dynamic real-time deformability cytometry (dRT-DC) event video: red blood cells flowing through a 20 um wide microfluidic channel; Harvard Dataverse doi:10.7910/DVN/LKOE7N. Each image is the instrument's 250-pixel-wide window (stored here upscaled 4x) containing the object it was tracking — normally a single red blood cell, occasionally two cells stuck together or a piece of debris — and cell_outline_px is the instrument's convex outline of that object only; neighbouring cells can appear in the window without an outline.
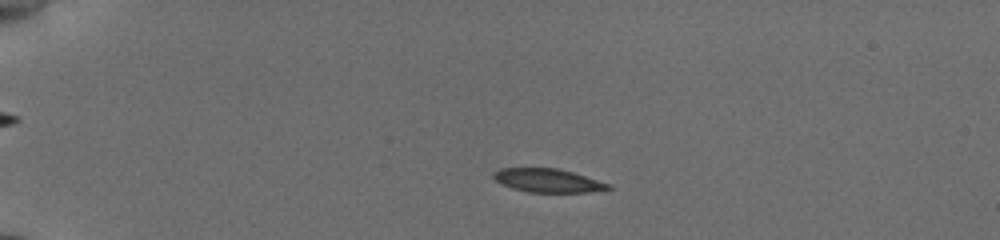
{"species": "common noctule bat (a hibernating species)", "species_latin": "Nyctalus noctula", "temperature_condition": "cold", "stored_images_in_passage": 53, "camera_frame_rate_fps": 3000, "um_per_image_px": 0.085, "animal": {"sex": "female", "body_mass_g": 19.5, "forearm_length_mm": 54.1}, "frame": {"image": 1, "passage_image": 11, "time_ms": 3.333, "image_size_px": [1000, 240], "cell_outline_px": [[612, 188], [588, 192], [528, 192], [512, 188], [496, 180], [492, 176], [492, 172], [500, 168], [556, 168], [572, 172], [612, 184]], "centroid_in_image_um": [46.57, 15.34], "position_along_channel_um": 38.4, "area_um2": 15.66}}
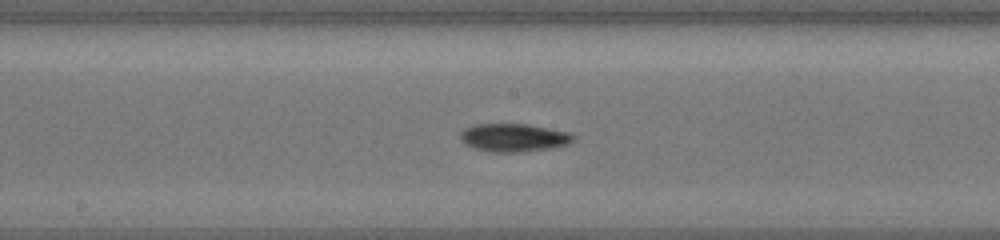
{"frame": {"image": 2, "passage_image": 29, "time_ms": 9.333, "image_size_px": [1000, 240], "cell_outline_px": [[576, 136], [568, 144], [552, 148], [520, 152], [492, 152], [472, 148], [464, 144], [460, 140], [460, 132], [464, 128], [476, 124], [528, 124], [572, 132]], "centroid_in_image_um": [43.66, 11.69], "position_along_channel_um": 204.5, "area_um2": 18.79}}
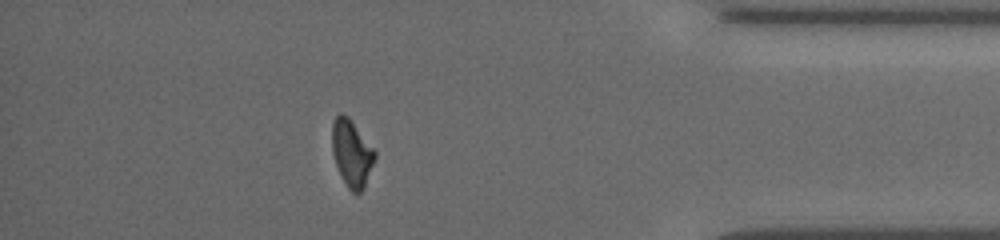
{"frame": {"image": 3, "passage_image": 47, "time_ms": 15.333, "image_size_px": [1000, 240], "cell_outline_px": [[376, 156], [364, 188], [360, 192], [352, 192], [348, 188], [336, 164], [332, 152], [332, 124], [336, 116], [340, 112], [348, 116], [376, 152]], "centroid_in_image_um": [29.89, 13.0], "position_along_channel_um": 405.3, "area_um2": 16.36}, "authors_computed_cell_mechanics": {"area_um2": 16.9932, "velocity_mm_per_s": 3.8232, "shape_relaxation_time_tau1_ms": 5.0876, "shape_relaxation_time_tau2_ms": null, "deformation_change_tau1": 0.1424, "deformation_change_tau2": null}}